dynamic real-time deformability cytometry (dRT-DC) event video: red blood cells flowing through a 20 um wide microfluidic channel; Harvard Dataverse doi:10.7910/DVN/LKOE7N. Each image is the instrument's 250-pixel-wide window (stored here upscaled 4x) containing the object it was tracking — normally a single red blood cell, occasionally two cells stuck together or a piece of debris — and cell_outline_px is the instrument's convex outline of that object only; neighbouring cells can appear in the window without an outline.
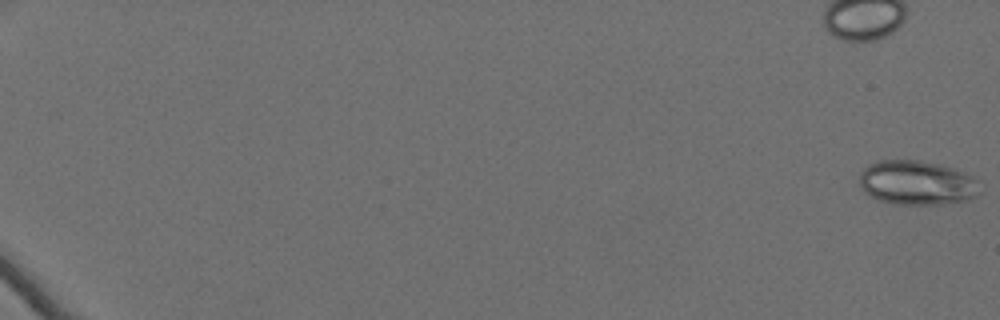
{"species": "Egyptian fruit bat (a non-hibernating species)", "species_latin": "Rousettus aegyptiacus", "temperature_condition": "cold", "stored_images_in_passage": 45, "camera_frame_rate_fps": 3000, "um_per_image_px": 0.085, "animal": {"sex": "female"}, "frame": {"image": 1, "passage_image": 1, "time_ms": 0.0, "image_size_px": [1000, 320], "cell_outline_px": [[976, 196], [968, 200], [940, 204], [892, 204], [876, 200], [864, 192], [860, 188], [860, 172], [868, 164], [880, 160], [920, 160], [940, 164], [956, 168], [972, 176], [976, 180]], "centroid_in_image_um": [77.88, 15.53], "position_along_channel_um": 7.1, "area_um2": 31.27}}